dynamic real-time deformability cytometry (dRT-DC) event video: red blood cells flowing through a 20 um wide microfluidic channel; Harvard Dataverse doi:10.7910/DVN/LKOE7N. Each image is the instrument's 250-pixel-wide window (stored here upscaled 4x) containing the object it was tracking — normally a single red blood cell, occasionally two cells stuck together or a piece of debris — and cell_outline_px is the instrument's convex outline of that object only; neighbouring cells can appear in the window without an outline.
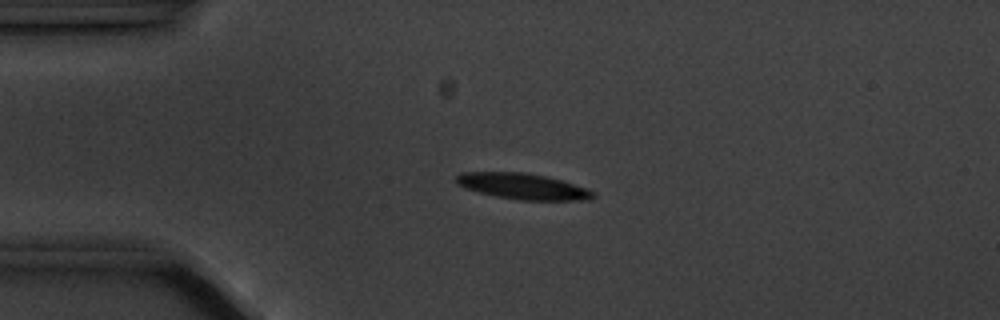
{"species": "common noctule bat (a hibernating species)", "species_latin": "Nyctalus noctula", "temperature_condition": "cold", "stored_images_in_passage": 5, "camera_frame_rate_fps": 3000, "um_per_image_px": 0.085, "animal": {"sex": "male", "body_mass_g": 20.1, "forearm_length_mm": 53.5}, "frame": {"image": 1, "passage_image": 3, "time_ms": 3.0, "image_size_px": [1000, 320], "cell_outline_px": [[596, 196], [588, 200], [520, 200], [496, 196], [480, 192], [468, 188], [460, 184], [456, 180], [456, 176], [464, 172], [524, 172], [548, 176], [596, 192]], "centroid_in_image_um": [44.49, 15.84], "position_along_channel_um": 40.5, "area_um2": 20.35}}